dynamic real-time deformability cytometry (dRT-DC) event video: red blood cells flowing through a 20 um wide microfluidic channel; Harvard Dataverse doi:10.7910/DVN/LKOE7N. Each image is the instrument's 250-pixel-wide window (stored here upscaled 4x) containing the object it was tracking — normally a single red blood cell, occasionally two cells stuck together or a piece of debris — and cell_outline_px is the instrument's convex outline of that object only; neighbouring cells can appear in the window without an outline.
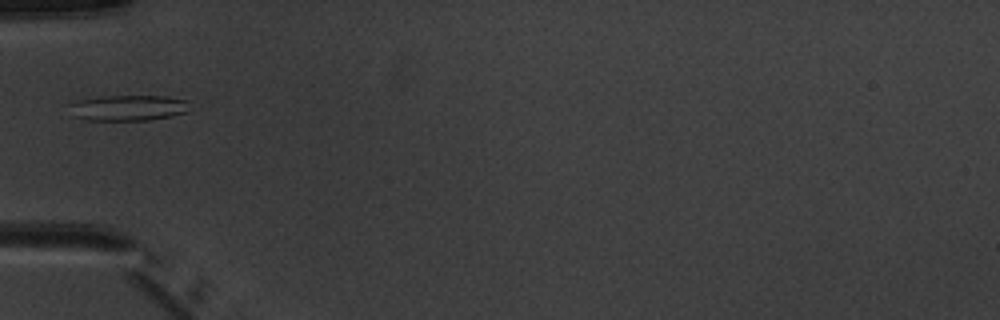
{"species": "common noctule bat (a hibernating species)", "species_latin": "Nyctalus noctula", "temperature_condition": "warm", "stored_images_in_passage": 5, "camera_frame_rate_fps": 3000, "um_per_image_px": 0.085, "animal": {"sex": "male", "body_mass_g": 20.1, "forearm_length_mm": 53.5}, "frame": {"image": 1, "passage_image": 5, "time_ms": 5.667, "image_size_px": [1000, 320], "cell_outline_px": [[188, 112], [148, 120], [88, 120], [76, 116], [68, 104], [80, 100], [104, 96], [164, 96], [188, 100]], "centroid_in_image_um": [10.94, 9.16], "position_along_channel_um": 74.1, "area_um2": 17.69}}